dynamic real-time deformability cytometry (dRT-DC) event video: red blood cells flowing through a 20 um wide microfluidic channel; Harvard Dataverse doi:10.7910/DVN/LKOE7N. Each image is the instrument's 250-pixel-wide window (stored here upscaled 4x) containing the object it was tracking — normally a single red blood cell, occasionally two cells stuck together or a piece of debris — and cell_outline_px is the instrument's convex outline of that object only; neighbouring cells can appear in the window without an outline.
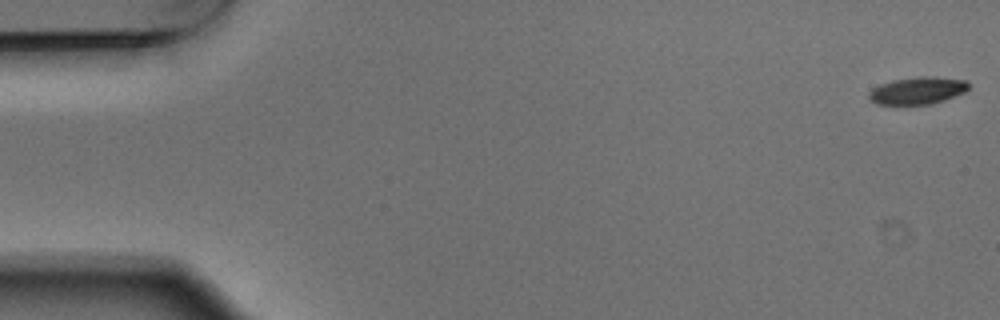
{"species": "Egyptian fruit bat (a non-hibernating species)", "species_latin": "Rousettus aegyptiacus", "temperature_condition": "warm", "stored_images_in_passage": 6, "camera_frame_rate_fps": 3000, "um_per_image_px": 0.085, "animal": {"sex": "male"}, "frame": {"image": 1, "passage_image": 1, "time_ms": 0.0, "image_size_px": [1000, 320], "cell_outline_px": [[968, 88], [964, 92], [944, 100], [932, 104], [876, 104], [868, 100], [868, 92], [872, 88], [880, 84], [892, 80], [920, 76], [936, 76], [968, 80]], "centroid_in_image_um": [77.97, 7.69], "position_along_channel_um": 7.0, "area_um2": 16.01}}
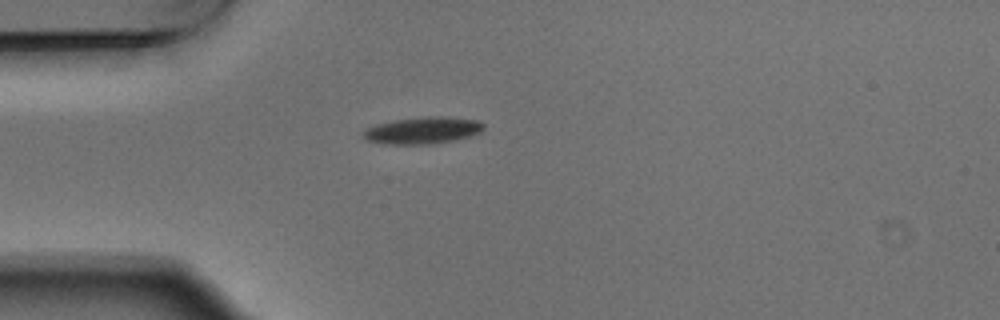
{"frame": {"image": 2, "passage_image": 5, "time_ms": 1.333, "image_size_px": [1000, 320], "cell_outline_px": [[484, 128], [480, 132], [468, 136], [452, 140], [428, 144], [384, 144], [368, 140], [364, 136], [364, 132], [368, 128], [376, 124], [396, 120], [428, 116], [440, 116], [480, 120], [484, 124]], "centroid_in_image_um": [35.96, 11.07], "position_along_channel_um": 49.0, "area_um2": 18.5}}